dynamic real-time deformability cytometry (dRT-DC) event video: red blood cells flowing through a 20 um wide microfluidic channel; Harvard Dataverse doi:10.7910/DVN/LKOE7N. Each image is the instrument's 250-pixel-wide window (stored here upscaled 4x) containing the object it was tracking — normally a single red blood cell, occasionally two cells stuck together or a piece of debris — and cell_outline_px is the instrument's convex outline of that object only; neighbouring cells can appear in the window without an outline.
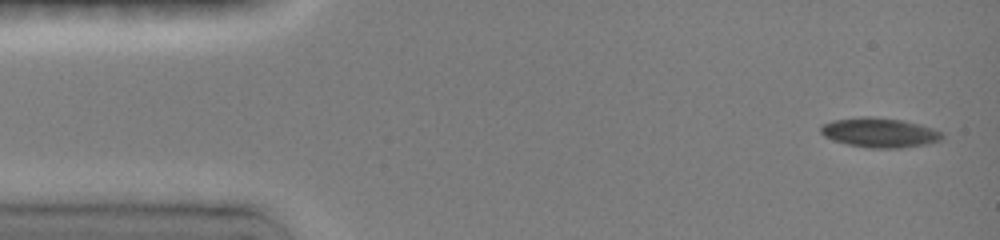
{"species": "common noctule bat (a hibernating species)", "species_latin": "Nyctalus noctula", "temperature_condition": "room temperature", "stored_images_in_passage": 24, "camera_frame_rate_fps": 3000, "um_per_image_px": 0.085, "animal": {"sex": "female", "body_mass_g": 19.0, "forearm_length_mm": 51.5}, "frame": {"image": 1, "passage_image": 1, "time_ms": 0.0, "image_size_px": [1000, 240], "cell_outline_px": [[944, 136], [940, 140], [924, 144], [900, 148], [868, 148], [848, 144], [832, 140], [824, 136], [820, 132], [820, 124], [832, 120], [864, 116], [872, 116], [904, 120], [920, 124], [932, 128], [940, 132]], "centroid_in_image_um": [74.71, 11.26], "position_along_channel_um": 10.3, "area_um2": 21.04}}
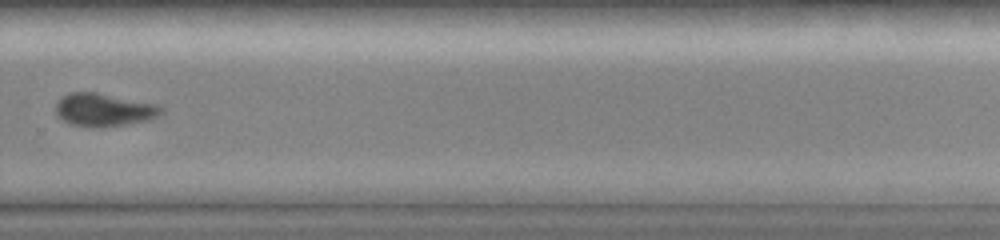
{"frame": {"image": 2, "passage_image": 18, "time_ms": 10.333, "image_size_px": [1000, 240], "cell_outline_px": [[164, 112], [160, 116], [152, 120], [128, 124], [92, 128], [68, 124], [56, 116], [56, 100], [72, 92], [96, 92], [160, 104], [164, 108]], "centroid_in_image_um": [8.88, 9.35], "position_along_channel_um": 320.9, "area_um2": 20.87}}
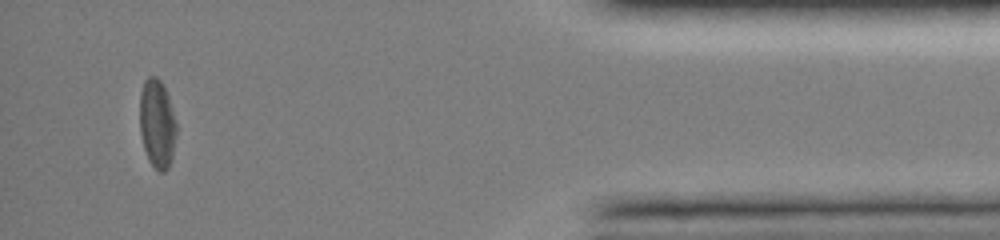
{"frame": {"image": 3, "passage_image": 23, "time_ms": 14.0, "image_size_px": [1000, 240], "cell_outline_px": [[176, 132], [172, 156], [168, 168], [164, 172], [160, 172], [148, 160], [144, 148], [140, 132], [140, 92], [144, 80], [148, 76], [156, 76], [164, 84], [176, 120]], "centroid_in_image_um": [13.35, 10.48], "position_along_channel_um": 421.9, "area_um2": 19.02}}